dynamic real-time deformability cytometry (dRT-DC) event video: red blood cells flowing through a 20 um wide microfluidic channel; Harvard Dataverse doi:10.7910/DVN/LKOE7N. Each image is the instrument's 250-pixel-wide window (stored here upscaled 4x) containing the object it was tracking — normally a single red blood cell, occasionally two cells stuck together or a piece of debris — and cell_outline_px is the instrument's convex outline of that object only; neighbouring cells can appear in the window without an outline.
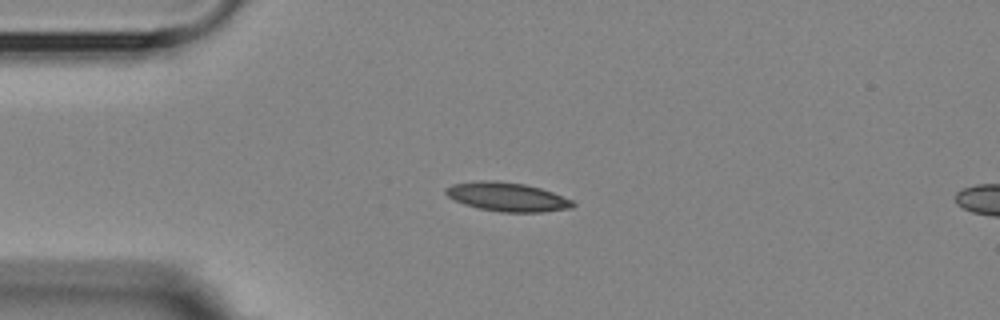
{"species": "Egyptian fruit bat (a non-hibernating species)", "species_latin": "Rousettus aegyptiacus", "temperature_condition": "room temperature", "stored_images_in_passage": 4, "segment_of_instrument_passage": [1, 2], "camera_frame_rate_fps": 3000, "um_per_image_px": 0.085, "animal": {"sex": "female"}, "frame": {"image": 1, "passage_image": 3, "time_ms": 2.333, "image_size_px": [1000, 320], "cell_outline_px": [[576, 204], [572, 208], [544, 212], [500, 212], [480, 208], [464, 204], [448, 196], [444, 192], [444, 188], [452, 184], [480, 180], [496, 180], [524, 184], [540, 188], [552, 192], [572, 200]], "centroid_in_image_um": [43.11, 16.73], "position_along_channel_um": 41.9, "area_um2": 21.39}}